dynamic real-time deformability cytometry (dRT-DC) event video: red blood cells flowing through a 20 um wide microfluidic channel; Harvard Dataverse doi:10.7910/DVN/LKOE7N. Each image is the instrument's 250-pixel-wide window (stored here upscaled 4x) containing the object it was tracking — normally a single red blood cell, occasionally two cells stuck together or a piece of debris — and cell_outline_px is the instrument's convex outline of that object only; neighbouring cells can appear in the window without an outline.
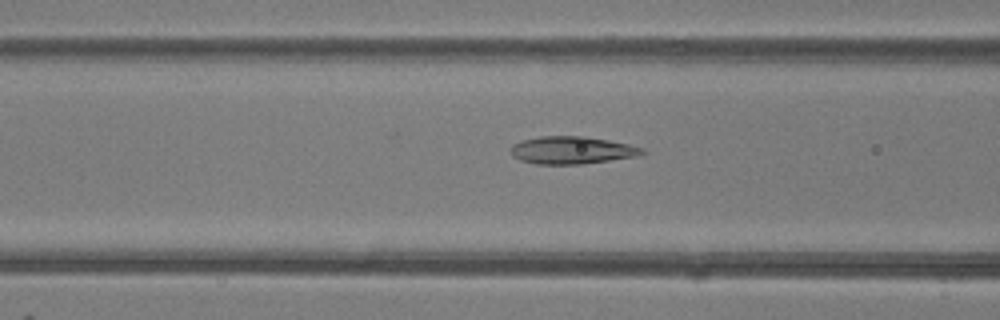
{"species": "common noctule bat (a hibernating species)", "species_latin": "Nyctalus noctula", "temperature_condition": "room temperature", "stored_images_in_passage": 48, "camera_frame_rate_fps": 3000, "um_per_image_px": 0.085, "animal": {"sex": "female"}, "frame": {"image": 1, "passage_image": 18, "time_ms": 5.667, "image_size_px": [1000, 320], "cell_outline_px": [[644, 152], [636, 156], [580, 164], [536, 164], [520, 160], [512, 156], [512, 144], [524, 140], [540, 136], [584, 136], [608, 140], [628, 144], [644, 148]], "centroid_in_image_um": [48.58, 12.76], "position_along_channel_um": 118.0, "area_um2": 20.81}}
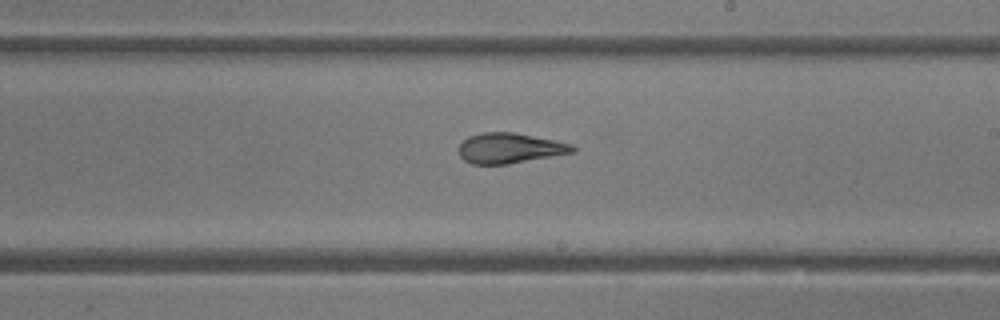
{"frame": {"image": 2, "passage_image": 27, "time_ms": 8.667, "image_size_px": [1000, 320], "cell_outline_px": [[576, 152], [508, 164], [472, 164], [464, 160], [460, 156], [460, 144], [468, 136], [484, 132], [516, 132], [572, 144], [576, 148]], "centroid_in_image_um": [43.35, 12.59], "position_along_channel_um": 245.7, "area_um2": 20.06}}
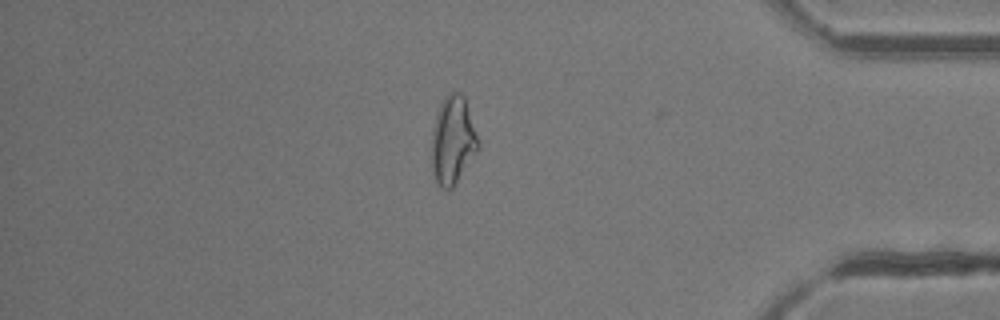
{"frame": {"image": 3, "passage_image": 40, "time_ms": 13.0, "image_size_px": [1000, 320], "cell_outline_px": [[480, 148], [452, 188], [440, 188], [432, 172], [432, 128], [440, 104], [444, 96], [448, 92], [460, 92], [464, 96], [480, 144]], "centroid_in_image_um": [38.49, 11.91], "position_along_channel_um": 396.7, "area_um2": 23.81}, "authors_computed_cell_mechanics": {"area_um2": 22.542, "velocity_mm_per_s": 4.2677, "shape_relaxation_time_tau1_ms": 7.7726, "shape_relaxation_time_tau2_ms": 1.2765, "deformation_change_tau1": 0.2151, "deformation_change_tau2": 0.0982}}